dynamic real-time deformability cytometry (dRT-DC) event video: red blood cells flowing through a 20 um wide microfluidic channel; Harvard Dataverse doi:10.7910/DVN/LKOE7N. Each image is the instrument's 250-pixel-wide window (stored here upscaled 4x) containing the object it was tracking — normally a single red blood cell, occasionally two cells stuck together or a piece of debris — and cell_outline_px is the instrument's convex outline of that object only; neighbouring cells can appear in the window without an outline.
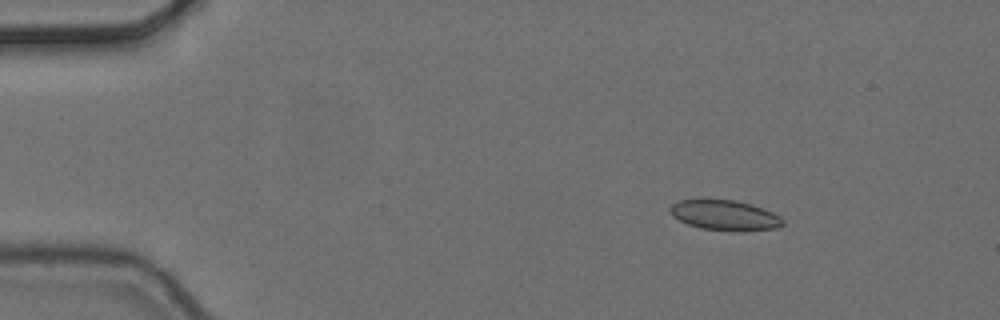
{"species": "common noctule bat (a hibernating species)", "species_latin": "Nyctalus noctula", "temperature_condition": "cold", "stored_images_in_passage": 5, "camera_frame_rate_fps": 3000, "um_per_image_px": 0.085, "animal": {"sex": "female", "body_mass_g": 24.6, "forearm_length_mm": 56.2}, "frame": {"image": 1, "passage_image": 2, "time_ms": 0.333, "image_size_px": [1000, 320], "cell_outline_px": [[784, 224], [780, 228], [744, 232], [732, 232], [700, 228], [688, 224], [672, 216], [668, 212], [668, 208], [676, 200], [700, 196], [736, 200], [752, 204], [764, 208], [780, 216], [784, 220]], "centroid_in_image_um": [61.57, 18.26], "position_along_channel_um": 23.4, "area_um2": 21.21}}
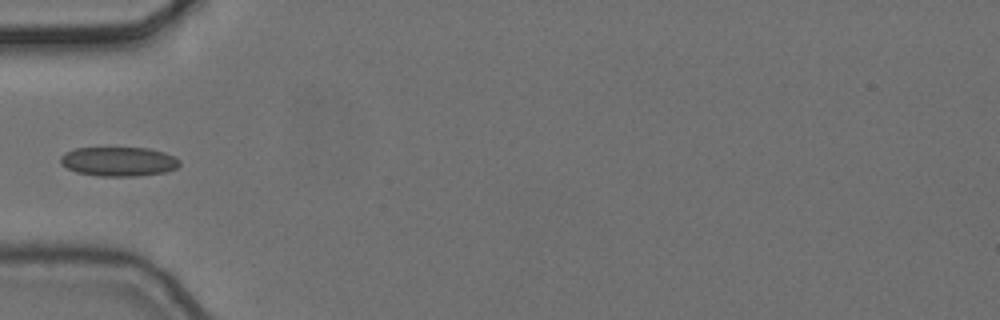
{"frame": {"image": 2, "passage_image": 5, "time_ms": 1.333, "image_size_px": [1000, 320], "cell_outline_px": [[180, 164], [176, 168], [168, 172], [136, 176], [96, 176], [76, 172], [60, 164], [60, 156], [64, 152], [76, 148], [148, 148], [164, 152], [180, 160]], "centroid_in_image_um": [10.07, 13.73], "position_along_channel_um": 74.9, "area_um2": 20.46}}